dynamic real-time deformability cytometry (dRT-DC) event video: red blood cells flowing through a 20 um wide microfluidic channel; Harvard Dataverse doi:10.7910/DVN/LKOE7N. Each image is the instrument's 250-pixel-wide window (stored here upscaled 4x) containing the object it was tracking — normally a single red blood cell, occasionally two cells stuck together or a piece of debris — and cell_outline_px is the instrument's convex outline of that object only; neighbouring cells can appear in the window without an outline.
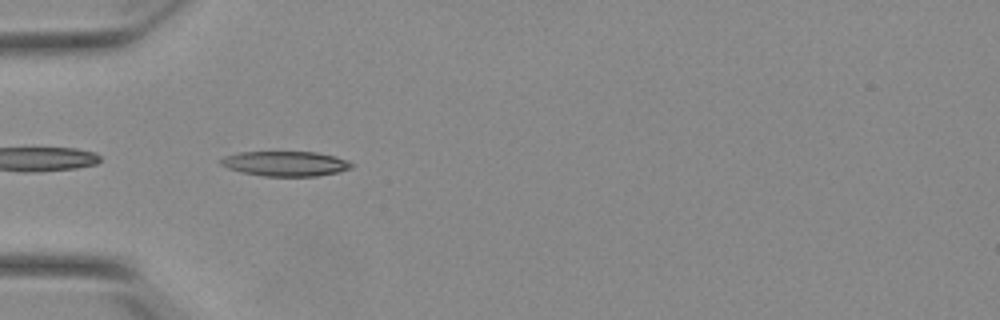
{"species": "Egyptian fruit bat (a non-hibernating species)", "species_latin": "Rousettus aegyptiacus", "temperature_condition": "warm", "stored_images_in_passage": 38, "camera_frame_rate_fps": 3000, "um_per_image_px": 0.085, "animal": {"sex": "female"}, "frame": {"image": 1, "passage_image": 2, "time_ms": 0.333, "image_size_px": [1000, 320], "cell_outline_px": [[352, 168], [340, 172], [316, 176], [264, 176], [240, 172], [228, 168], [220, 164], [220, 160], [224, 156], [240, 152], [316, 152], [336, 156], [348, 160], [352, 164]], "centroid_in_image_um": [24.28, 13.91], "position_along_channel_um": 60.7, "area_um2": 19.07}}
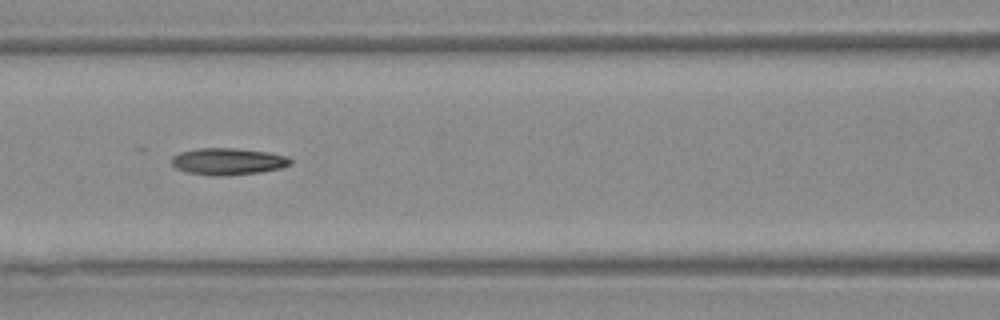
{"frame": {"image": 2, "passage_image": 9, "time_ms": 2.667, "image_size_px": [1000, 320], "cell_outline_px": [[292, 164], [280, 168], [260, 172], [224, 176], [212, 176], [188, 172], [176, 168], [172, 164], [172, 156], [180, 152], [196, 148], [236, 148], [268, 152], [288, 156], [292, 160]], "centroid_in_image_um": [19.39, 13.72], "position_along_channel_um": 147.2, "area_um2": 18.67}}
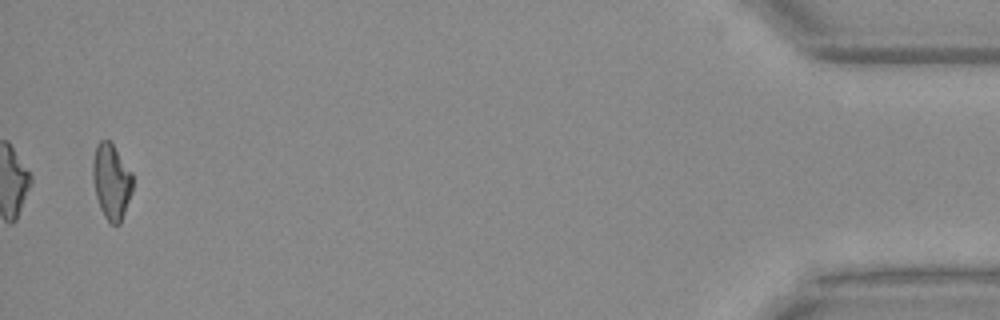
{"frame": {"image": 3, "passage_image": 37, "time_ms": 12.0, "image_size_px": [1000, 320], "cell_outline_px": [[132, 192], [120, 224], [112, 224], [104, 216], [100, 208], [96, 196], [92, 176], [92, 164], [96, 144], [100, 140], [108, 140], [112, 144], [132, 172]], "centroid_in_image_um": [9.46, 15.42], "position_along_channel_um": 425.7, "area_um2": 17.46}, "authors_computed_cell_mechanics": {"area_um2": 17.9469, "velocity_mm_per_s": 3.8808, "shape_relaxation_time_tau1_ms": 8.4347, "shape_relaxation_time_tau2_ms": 3.298, "deformation_change_tau1": 0.2254, "deformation_change_tau2": 0.1025}}